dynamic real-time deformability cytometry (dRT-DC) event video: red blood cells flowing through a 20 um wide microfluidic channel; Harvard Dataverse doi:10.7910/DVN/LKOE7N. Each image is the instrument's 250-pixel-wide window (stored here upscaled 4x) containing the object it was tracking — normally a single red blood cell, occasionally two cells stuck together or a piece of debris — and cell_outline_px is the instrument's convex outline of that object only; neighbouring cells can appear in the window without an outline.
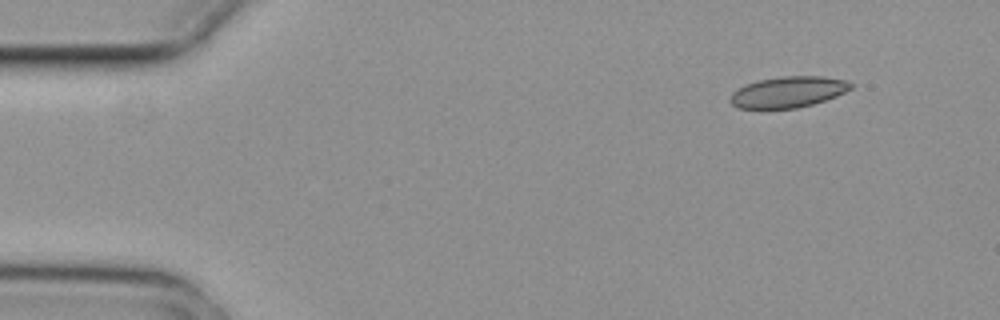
{"species": "common noctule bat (a hibernating species)", "species_latin": "Nyctalus noctula", "temperature_condition": "cold", "stored_images_in_passage": 5, "camera_frame_rate_fps": 3000, "um_per_image_px": 0.085, "animal": {"sex": "female", "body_mass_g": 29.2, "forearm_length_mm": 56.3}, "frame": {"image": 1, "passage_image": 1, "time_ms": 0.0, "image_size_px": [1000, 320], "cell_outline_px": [[856, 84], [852, 88], [836, 96], [812, 104], [796, 108], [740, 108], [732, 104], [728, 100], [732, 92], [744, 84], [760, 80], [780, 76], [824, 76], [848, 80]], "centroid_in_image_um": [67.01, 7.8], "position_along_channel_um": 18.0, "area_um2": 21.91}}
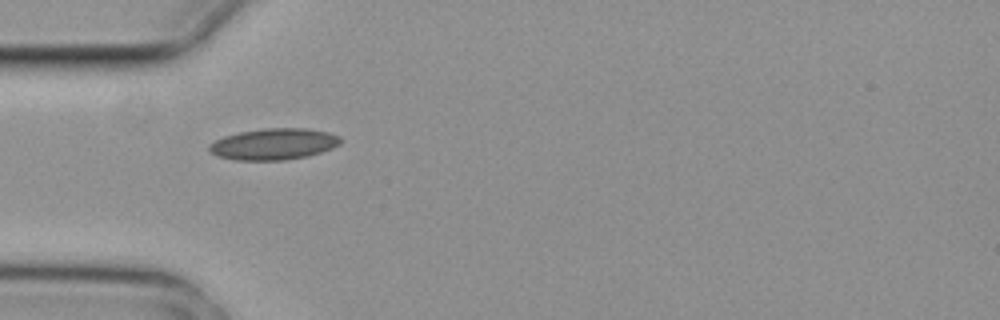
{"frame": {"image": 2, "passage_image": 4, "time_ms": 1.0, "image_size_px": [1000, 320], "cell_outline_px": [[340, 144], [332, 148], [308, 156], [284, 160], [236, 160], [220, 156], [212, 152], [208, 148], [208, 144], [224, 136], [240, 132], [264, 128], [308, 128], [328, 132], [340, 136]], "centroid_in_image_um": [23.29, 12.24], "position_along_channel_um": 61.7, "area_um2": 23.87}}
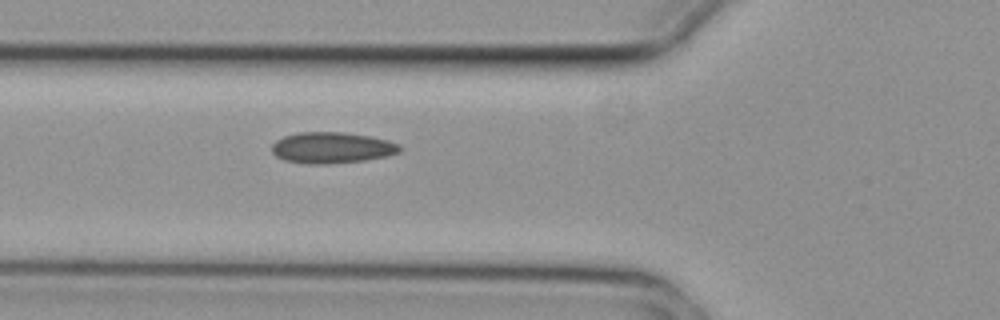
{"frame": {"image": 3, "passage_image": 5, "time_ms": 1.333, "image_size_px": [1000, 320], "cell_outline_px": [[404, 148], [400, 152], [388, 156], [364, 160], [328, 164], [308, 164], [284, 160], [276, 156], [272, 152], [272, 144], [276, 140], [284, 136], [300, 132], [344, 132], [372, 136], [388, 140], [400, 144]], "centroid_in_image_um": [28.25, 12.55], "position_along_channel_um": 97.6, "area_um2": 23.47}}